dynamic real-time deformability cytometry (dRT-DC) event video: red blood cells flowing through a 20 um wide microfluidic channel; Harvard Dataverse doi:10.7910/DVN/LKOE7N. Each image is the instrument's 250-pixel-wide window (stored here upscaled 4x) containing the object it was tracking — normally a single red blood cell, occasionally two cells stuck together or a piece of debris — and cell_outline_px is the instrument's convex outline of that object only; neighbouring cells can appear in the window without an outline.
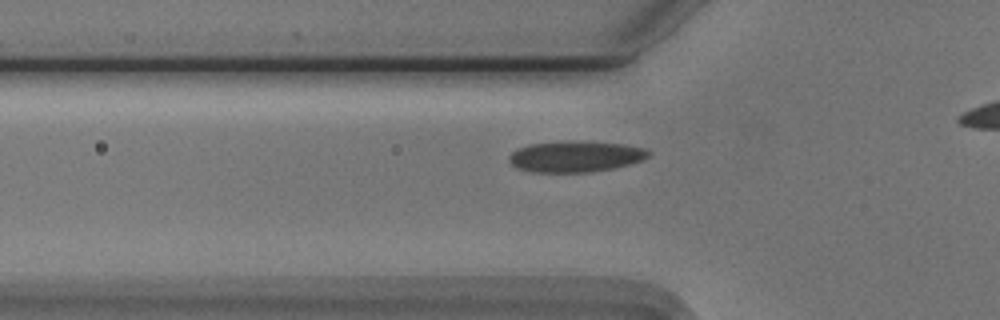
{"species": "Egyptian fruit bat (a non-hibernating species)", "species_latin": "Rousettus aegyptiacus", "temperature_condition": "cold", "stored_images_in_passage": 40, "camera_frame_rate_fps": 3000, "um_per_image_px": 0.085, "animal": {"sex": "male"}, "frame": {"image": 1, "passage_image": 13, "time_ms": 4.0, "image_size_px": [1000, 320], "cell_outline_px": [[652, 152], [644, 160], [616, 168], [592, 172], [532, 172], [516, 168], [508, 160], [508, 156], [512, 152], [528, 144], [568, 140], [624, 144], [644, 148]], "centroid_in_image_um": [48.93, 13.3], "position_along_channel_um": 76.9, "area_um2": 25.55}}
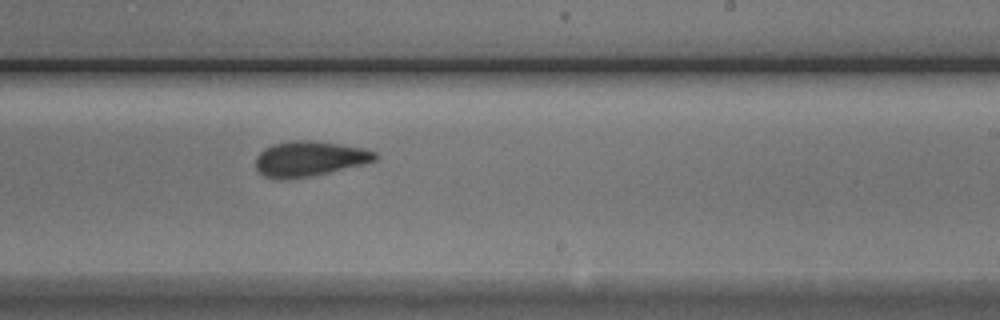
{"frame": {"image": 2, "passage_image": 28, "time_ms": 9.0, "image_size_px": [1000, 320], "cell_outline_px": [[376, 160], [328, 172], [308, 176], [280, 180], [276, 180], [264, 176], [256, 168], [256, 156], [264, 148], [272, 144], [288, 140], [316, 140], [364, 148], [376, 152]], "centroid_in_image_um": [26.24, 13.47], "position_along_channel_um": 262.8, "area_um2": 24.39}}
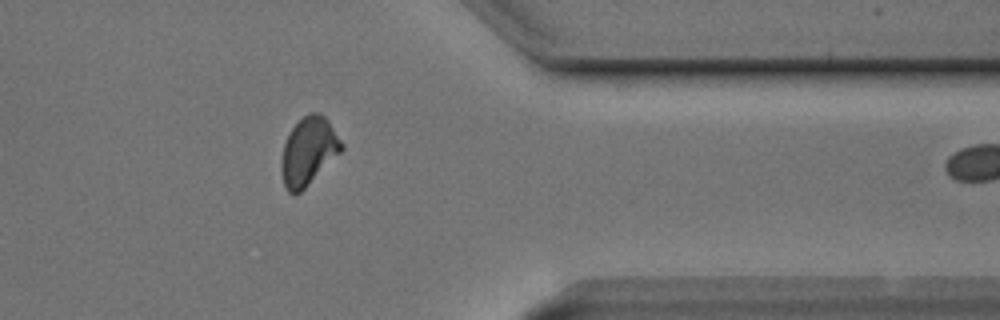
{"frame": {"image": 3, "passage_image": 39, "time_ms": 12.667, "image_size_px": [1000, 320], "cell_outline_px": [[344, 148], [300, 192], [292, 196], [284, 188], [280, 172], [280, 164], [284, 144], [292, 128], [308, 112], [320, 112], [328, 120], [344, 144]], "centroid_in_image_um": [26.2, 12.86], "position_along_channel_um": 385.2, "area_um2": 23.7}}